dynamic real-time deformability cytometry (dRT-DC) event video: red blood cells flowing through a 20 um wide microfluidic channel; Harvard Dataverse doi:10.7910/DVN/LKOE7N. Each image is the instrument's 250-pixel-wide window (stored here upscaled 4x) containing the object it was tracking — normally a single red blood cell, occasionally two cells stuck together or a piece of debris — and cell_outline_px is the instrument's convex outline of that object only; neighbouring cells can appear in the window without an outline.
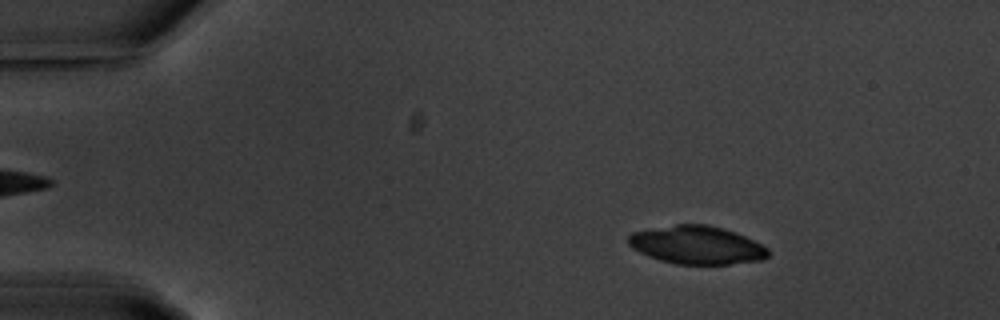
{"species": "common noctule bat (a hibernating species)", "species_latin": "Nyctalus noctula", "temperature_condition": "warm", "stored_images_in_passage": 55, "camera_frame_rate_fps": 3000, "um_per_image_px": 0.085, "animal": {"sex": "male", "body_mass_g": 20.1, "forearm_length_mm": 53.5}, "frame": {"image": 1, "passage_image": 8, "time_ms": 2.333, "image_size_px": [1000, 320], "cell_outline_px": [[768, 256], [764, 260], [728, 264], [676, 264], [660, 260], [648, 256], [632, 248], [628, 244], [628, 236], [632, 232], [676, 224], [708, 224], [724, 228], [736, 232], [768, 248]], "centroid_in_image_um": [59.22, 20.82], "position_along_channel_um": 25.8, "area_um2": 31.1}}